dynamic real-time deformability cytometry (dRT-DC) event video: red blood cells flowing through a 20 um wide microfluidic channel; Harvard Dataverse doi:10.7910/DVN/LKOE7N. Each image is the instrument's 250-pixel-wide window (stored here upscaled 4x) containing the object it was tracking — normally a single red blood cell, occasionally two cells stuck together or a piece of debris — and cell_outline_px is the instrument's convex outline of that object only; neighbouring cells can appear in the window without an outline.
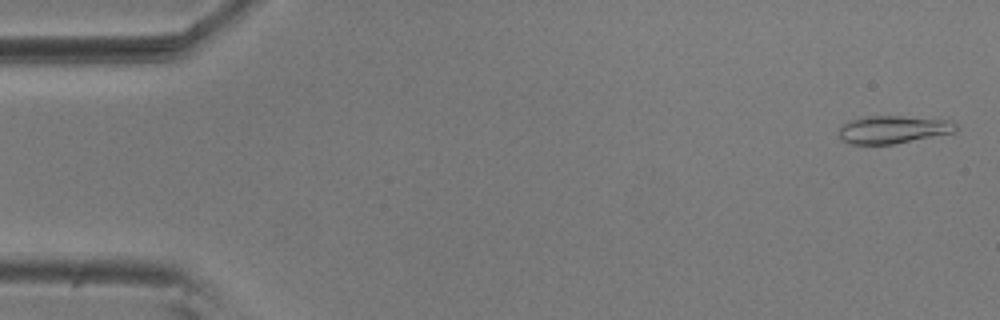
{"species": "common noctule bat (a hibernating species)", "species_latin": "Nyctalus noctula", "temperature_condition": "room temperature", "stored_images_in_passage": 56, "camera_frame_rate_fps": 3000, "um_per_image_px": 0.085, "animal": {"sex": "male", "body_mass_g": 20.5, "forearm_length_mm": 52.5}, "frame": {"image": 1, "passage_image": 2, "time_ms": 0.333, "image_size_px": [1000, 320], "cell_outline_px": [[956, 132], [892, 144], [848, 144], [840, 140], [840, 128], [848, 120], [868, 116], [900, 116], [948, 120], [956, 124]], "centroid_in_image_um": [75.88, 11.01], "position_along_channel_um": 9.1, "area_um2": 18.79}}
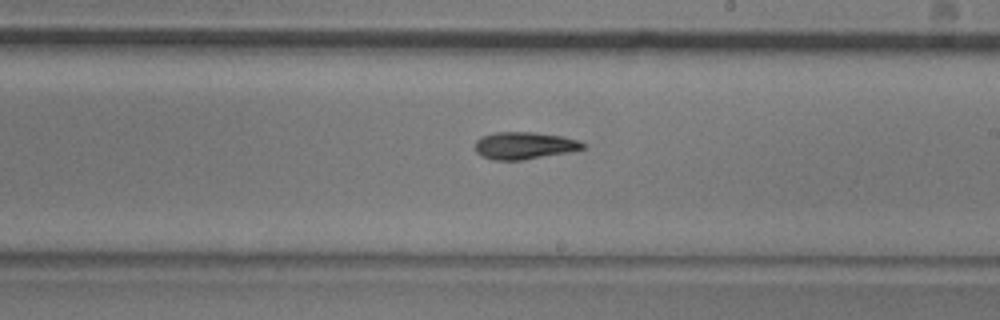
{"frame": {"image": 2, "passage_image": 32, "time_ms": 10.333, "image_size_px": [1000, 320], "cell_outline_px": [[588, 144], [584, 148], [568, 152], [524, 160], [492, 160], [476, 152], [476, 140], [480, 136], [496, 132], [532, 132], [564, 136], [580, 140]], "centroid_in_image_um": [44.6, 12.36], "position_along_channel_um": 244.4, "area_um2": 17.22}}
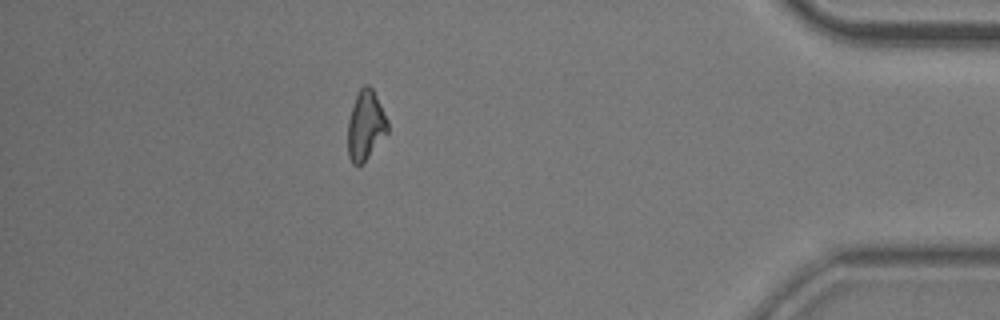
{"frame": {"image": 3, "passage_image": 49, "time_ms": 16.0, "image_size_px": [1000, 320], "cell_outline_px": [[388, 132], [368, 156], [360, 164], [352, 164], [348, 156], [348, 120], [356, 96], [360, 88], [364, 84], [368, 84], [372, 88], [388, 120]], "centroid_in_image_um": [31.07, 10.64], "position_along_channel_um": 404.1, "area_um2": 15.84}, "authors_computed_cell_mechanics": {"area_um2": 16.8776, "velocity_mm_per_s": 3.6303, "shape_relaxation_time_tau1_ms": 5.2454, "shape_relaxation_time_tau2_ms": null, "deformation_change_tau1": 0.1711, "deformation_change_tau2": null}}